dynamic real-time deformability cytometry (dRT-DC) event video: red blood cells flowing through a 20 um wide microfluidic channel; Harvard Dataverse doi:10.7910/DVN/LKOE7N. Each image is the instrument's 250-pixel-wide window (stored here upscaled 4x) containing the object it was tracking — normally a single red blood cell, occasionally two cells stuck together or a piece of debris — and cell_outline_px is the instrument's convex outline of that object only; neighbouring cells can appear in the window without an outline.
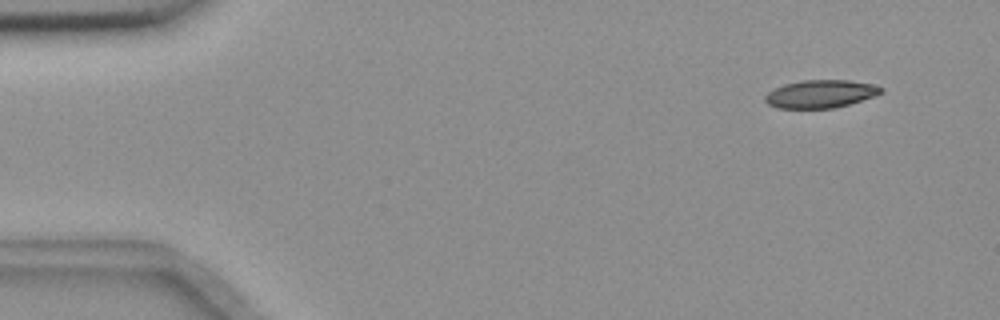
{"species": "common noctule bat (a hibernating species)", "species_latin": "Nyctalus noctula", "temperature_condition": "room temperature", "stored_images_in_passage": 10, "camera_frame_rate_fps": 3000, "um_per_image_px": 0.085, "animal": {"sex": "female", "body_mass_g": 18.4}, "frame": {"image": 1, "passage_image": 1, "time_ms": 0.0, "image_size_px": [1000, 320], "cell_outline_px": [[884, 92], [876, 96], [848, 104], [832, 108], [776, 108], [768, 104], [764, 100], [764, 96], [768, 92], [784, 84], [804, 80], [848, 80], [872, 84], [884, 88]], "centroid_in_image_um": [69.76, 7.98], "position_along_channel_um": 15.2, "area_um2": 18.84}}
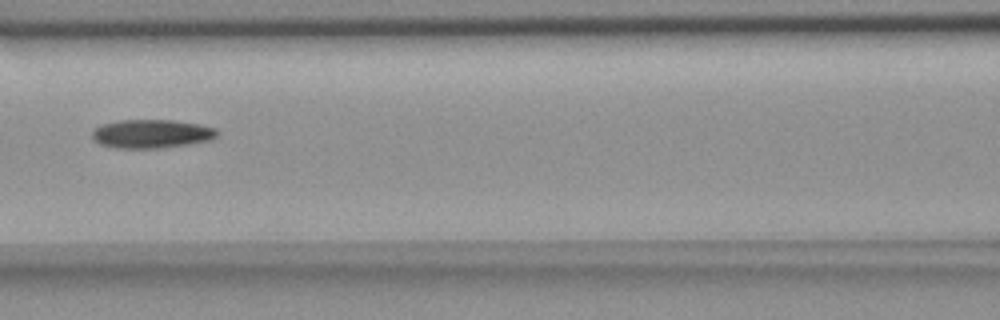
{"frame": {"image": 2, "passage_image": 7, "time_ms": 2.0, "image_size_px": [1000, 320], "cell_outline_px": [[220, 132], [216, 136], [208, 140], [188, 144], [160, 148], [116, 148], [100, 144], [92, 140], [92, 132], [96, 128], [104, 124], [120, 120], [172, 120], [200, 124], [216, 128]], "centroid_in_image_um": [12.88, 11.37], "position_along_channel_um": 153.7, "area_um2": 20.81}}
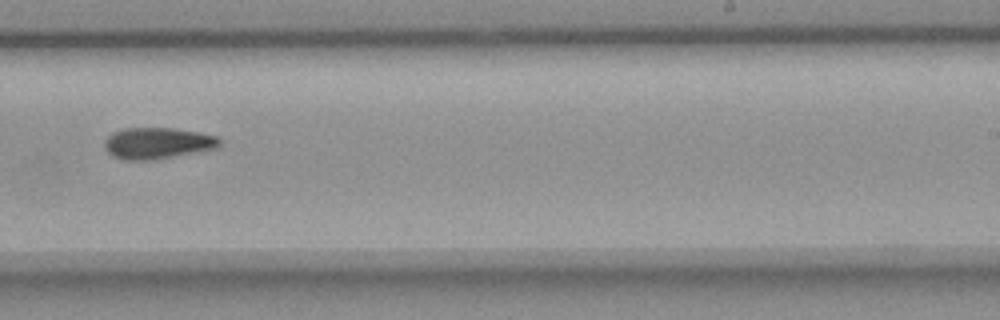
{"frame": {"image": 3, "passage_image": 10, "time_ms": 3.0, "image_size_px": [1000, 320], "cell_outline_px": [[220, 144], [216, 148], [200, 152], [152, 160], [124, 160], [112, 156], [104, 148], [104, 140], [112, 132], [124, 128], [172, 128], [200, 132], [216, 136], [220, 140]], "centroid_in_image_um": [13.37, 12.17], "position_along_channel_um": 275.6, "area_um2": 21.21}}